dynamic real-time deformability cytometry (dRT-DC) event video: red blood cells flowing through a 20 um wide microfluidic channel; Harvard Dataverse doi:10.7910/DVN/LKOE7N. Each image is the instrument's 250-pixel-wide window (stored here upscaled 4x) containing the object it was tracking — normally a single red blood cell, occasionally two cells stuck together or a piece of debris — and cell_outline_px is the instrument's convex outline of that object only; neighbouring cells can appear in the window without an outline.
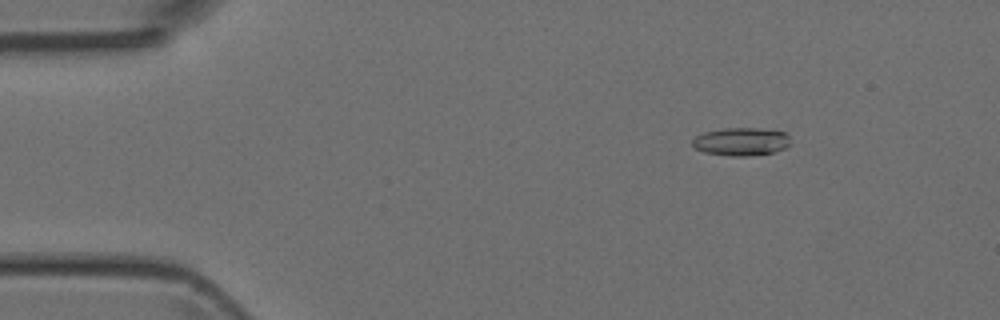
{"species": "Egyptian fruit bat (a non-hibernating species)", "species_latin": "Rousettus aegyptiacus", "temperature_condition": "room temperature", "stored_images_in_passage": 5, "camera_frame_rate_fps": 3000, "um_per_image_px": 0.085, "animal": {"sex": "female"}, "frame": {"image": 1, "passage_image": 3, "time_ms": 2.333, "image_size_px": [1000, 320], "cell_outline_px": [[788, 144], [784, 148], [772, 152], [748, 156], [732, 156], [704, 152], [696, 148], [692, 144], [692, 140], [696, 136], [704, 132], [724, 128], [760, 128], [784, 132], [788, 136]], "centroid_in_image_um": [62.96, 12.03], "position_along_channel_um": 22.0, "area_um2": 15.78}}